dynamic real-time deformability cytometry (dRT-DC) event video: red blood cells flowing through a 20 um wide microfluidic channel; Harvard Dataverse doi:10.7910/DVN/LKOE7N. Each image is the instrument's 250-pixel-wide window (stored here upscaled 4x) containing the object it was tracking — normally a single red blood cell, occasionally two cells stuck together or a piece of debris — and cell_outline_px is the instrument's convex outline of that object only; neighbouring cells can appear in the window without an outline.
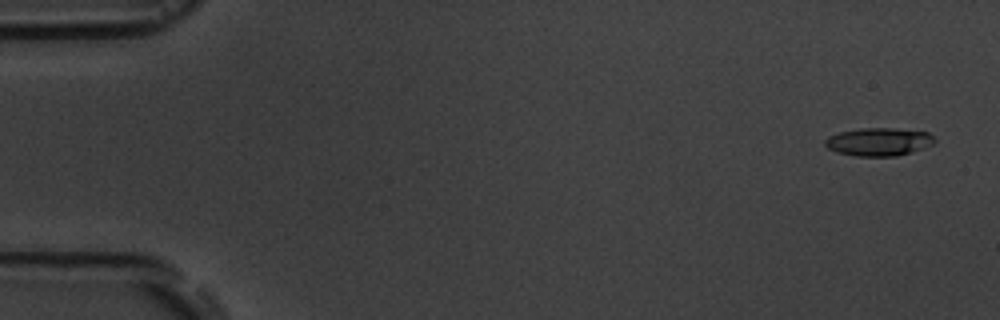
{"species": "common noctule bat (a hibernating species)", "species_latin": "Nyctalus noctula", "temperature_condition": "room temperature", "stored_images_in_passage": 5, "camera_frame_rate_fps": 3000, "um_per_image_px": 0.085, "animal": {"sex": "male", "body_mass_g": 19.5, "forearm_length_mm": 54.6}, "frame": {"image": 1, "passage_image": 1, "time_ms": 0.0, "image_size_px": [1000, 320], "cell_outline_px": [[936, 140], [932, 144], [896, 156], [856, 156], [836, 152], [828, 148], [824, 144], [824, 140], [828, 136], [840, 132], [860, 128], [892, 128], [928, 132]], "centroid_in_image_um": [74.63, 12.04], "position_along_channel_um": 10.4, "area_um2": 17.69}}
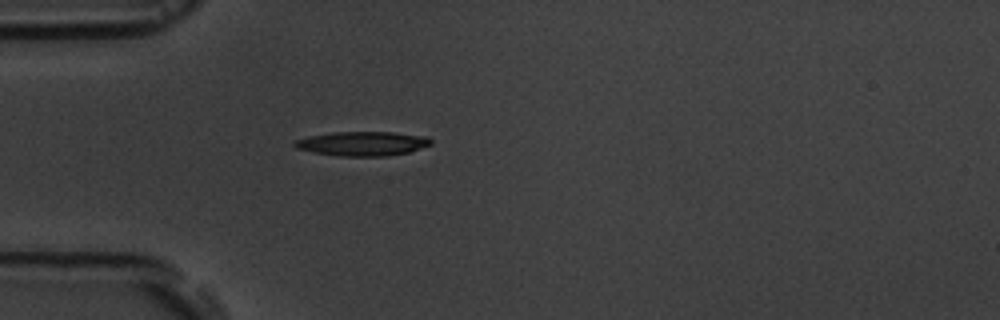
{"frame": {"image": 2, "passage_image": 5, "time_ms": 4.667, "image_size_px": [1000, 320], "cell_outline_px": [[432, 144], [408, 152], [388, 156], [340, 156], [312, 152], [296, 148], [292, 144], [292, 140], [308, 136], [332, 132], [392, 132], [428, 136], [432, 140]], "centroid_in_image_um": [30.78, 12.2], "position_along_channel_um": 54.2, "area_um2": 19.48}}